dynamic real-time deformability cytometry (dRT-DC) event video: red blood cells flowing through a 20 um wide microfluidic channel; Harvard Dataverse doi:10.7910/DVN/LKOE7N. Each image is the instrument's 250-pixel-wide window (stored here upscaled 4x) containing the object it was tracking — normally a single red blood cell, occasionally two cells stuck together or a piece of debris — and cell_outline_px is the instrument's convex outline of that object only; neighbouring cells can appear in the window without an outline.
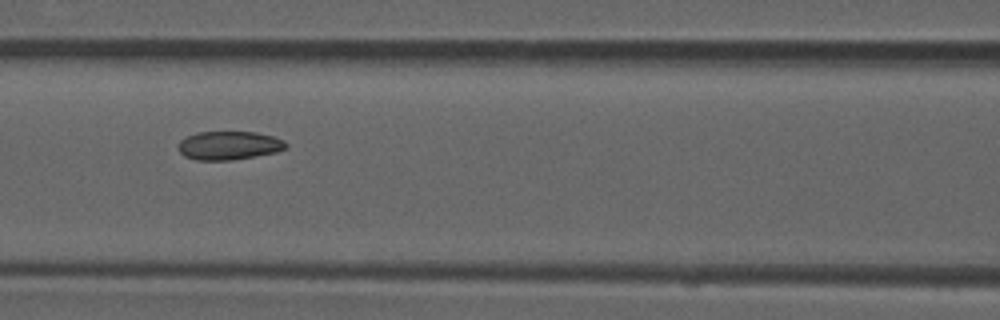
{"species": "common noctule bat (a hibernating species)", "species_latin": "Nyctalus noctula", "temperature_condition": "room temperature", "stored_images_in_passage": 7, "camera_frame_rate_fps": 3000, "um_per_image_px": 0.085, "animal": {"sex": "male", "forearm_length_mm": 52.5}, "frame": {"image": 1, "passage_image": 5, "time_ms": 1.333, "image_size_px": [1000, 320], "cell_outline_px": [[288, 148], [276, 152], [232, 160], [196, 160], [184, 156], [180, 152], [180, 140], [196, 132], [256, 132], [272, 136], [284, 140], [288, 144]], "centroid_in_image_um": [19.49, 12.36], "position_along_channel_um": 147.1, "area_um2": 17.86}}
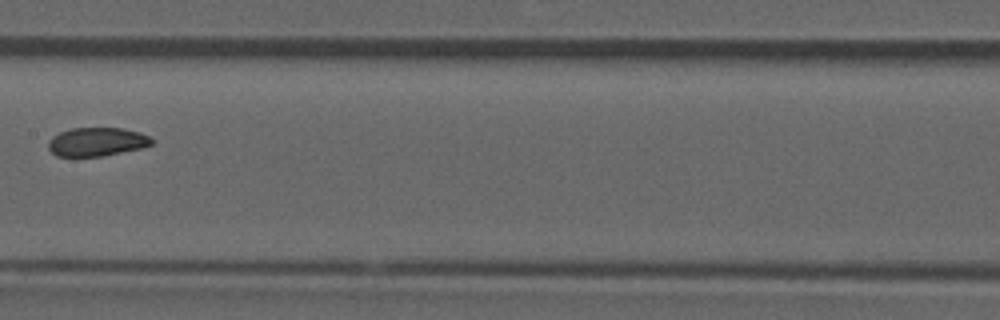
{"frame": {"image": 2, "passage_image": 6, "time_ms": 1.667, "image_size_px": [1000, 320], "cell_outline_px": [[152, 144], [144, 148], [104, 156], [56, 156], [48, 148], [48, 140], [52, 136], [60, 132], [72, 128], [120, 128], [140, 132], [148, 136], [152, 140]], "centroid_in_image_um": [8.23, 12.06], "position_along_channel_um": 199.2, "area_um2": 17.34}}
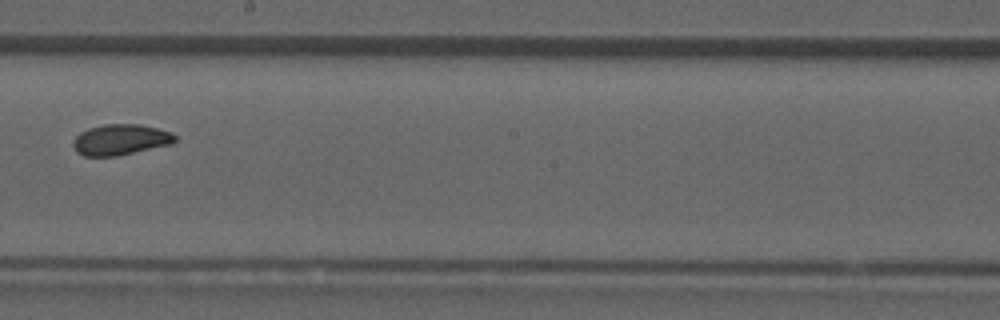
{"frame": {"image": 3, "passage_image": 7, "time_ms": 2.0, "image_size_px": [1000, 320], "cell_outline_px": [[176, 140], [172, 144], [116, 156], [84, 156], [76, 152], [72, 144], [72, 140], [80, 132], [88, 128], [104, 124], [140, 124], [172, 132], [176, 136]], "centroid_in_image_um": [10.22, 11.87], "position_along_channel_um": 238.0, "area_um2": 18.38}}